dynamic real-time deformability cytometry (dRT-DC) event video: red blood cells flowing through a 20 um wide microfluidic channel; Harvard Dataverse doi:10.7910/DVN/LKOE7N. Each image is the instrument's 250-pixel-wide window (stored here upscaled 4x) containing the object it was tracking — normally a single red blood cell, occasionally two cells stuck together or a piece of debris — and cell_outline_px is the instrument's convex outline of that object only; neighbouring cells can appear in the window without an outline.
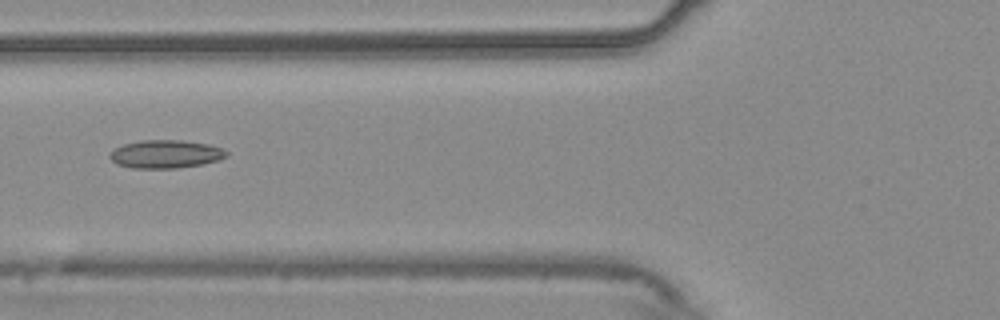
{"species": "common noctule bat (a hibernating species)", "species_latin": "Nyctalus noctula", "temperature_condition": "warm", "stored_images_in_passage": 55, "camera_frame_rate_fps": 3000, "um_per_image_px": 0.085, "animal": {"sex": "male", "body_mass_g": 20.4}, "frame": {"image": 1, "passage_image": 21, "time_ms": 6.667, "image_size_px": [1000, 320], "cell_outline_px": [[228, 156], [220, 160], [204, 164], [176, 168], [132, 168], [116, 164], [108, 156], [116, 148], [124, 144], [140, 140], [180, 140], [208, 144], [220, 148], [228, 152]], "centroid_in_image_um": [14.09, 13.1], "position_along_channel_um": 111.7, "area_um2": 19.13}}
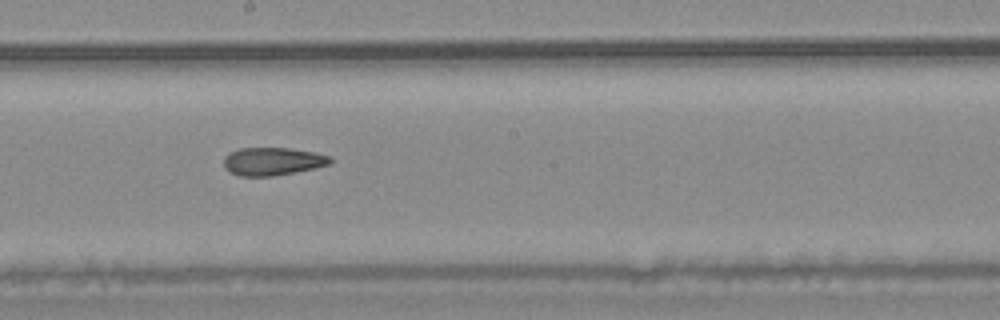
{"frame": {"image": 2, "passage_image": 30, "time_ms": 9.667, "image_size_px": [1000, 320], "cell_outline_px": [[332, 160], [328, 164], [316, 168], [296, 172], [272, 176], [240, 176], [228, 172], [224, 168], [224, 156], [228, 152], [240, 148], [288, 148], [312, 152], [332, 156]], "centroid_in_image_um": [23.13, 13.72], "position_along_channel_um": 225.1, "area_um2": 17.46}}
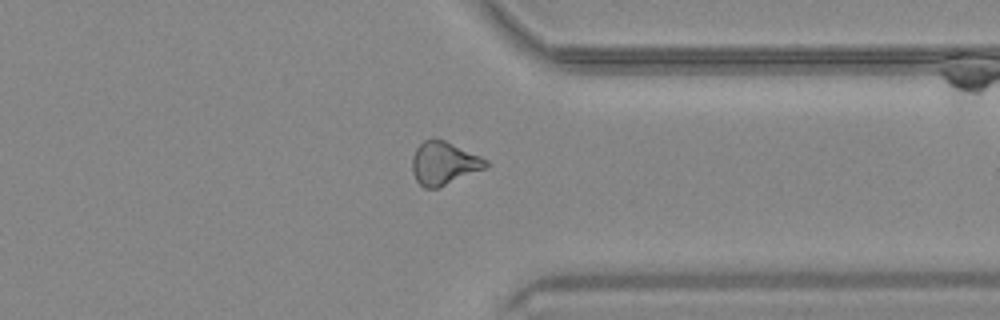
{"frame": {"image": 3, "passage_image": 42, "time_ms": 13.667, "image_size_px": [1000, 320], "cell_outline_px": [[488, 168], [436, 188], [424, 188], [416, 180], [412, 172], [412, 156], [416, 148], [424, 140], [444, 140], [480, 156], [488, 160]], "centroid_in_image_um": [37.73, 13.89], "position_along_channel_um": 373.7, "area_um2": 18.32}}